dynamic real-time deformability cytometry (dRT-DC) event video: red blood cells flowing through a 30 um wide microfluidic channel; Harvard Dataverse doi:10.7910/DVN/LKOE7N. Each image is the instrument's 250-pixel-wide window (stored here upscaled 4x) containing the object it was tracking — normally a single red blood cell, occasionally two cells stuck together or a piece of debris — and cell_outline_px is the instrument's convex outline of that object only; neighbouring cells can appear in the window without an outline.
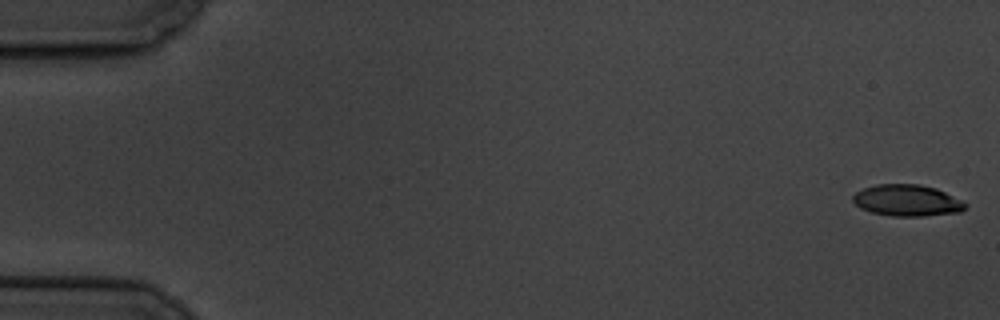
{"species": "common noctule bat (a hibernating species)", "species_latin": "Nyctalus noctula", "temperature_condition": "cold", "stored_images_in_passage": 7, "camera_frame_rate_fps": 3000, "um_per_image_px": 0.085, "animal": {"sex": "male", "body_mass_g": 19.5, "forearm_length_mm": 54.6}, "frame": {"image": 1, "passage_image": 1, "time_ms": 0.0, "image_size_px": [1000, 320], "cell_outline_px": [[968, 204], [960, 212], [924, 216], [892, 216], [872, 212], [860, 208], [852, 200], [852, 196], [856, 192], [864, 188], [876, 184], [920, 184], [936, 188]], "centroid_in_image_um": [77.08, 17.03], "position_along_channel_um": 7.9, "area_um2": 20.52}}
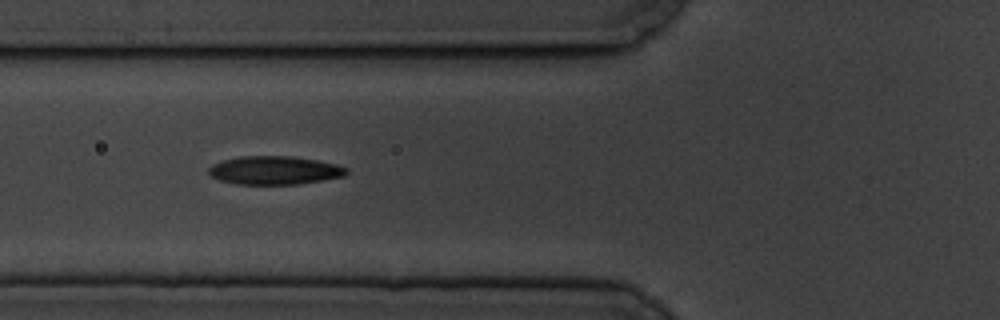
{"frame": {"image": 2, "passage_image": 6, "time_ms": 7.0, "image_size_px": [1000, 320], "cell_outline_px": [[348, 172], [344, 176], [296, 184], [236, 184], [220, 180], [212, 176], [208, 172], [208, 168], [212, 164], [224, 160], [240, 156], [292, 156], [316, 160], [336, 164], [348, 168]], "centroid_in_image_um": [23.32, 14.47], "position_along_channel_um": 102.5, "area_um2": 22.66}}
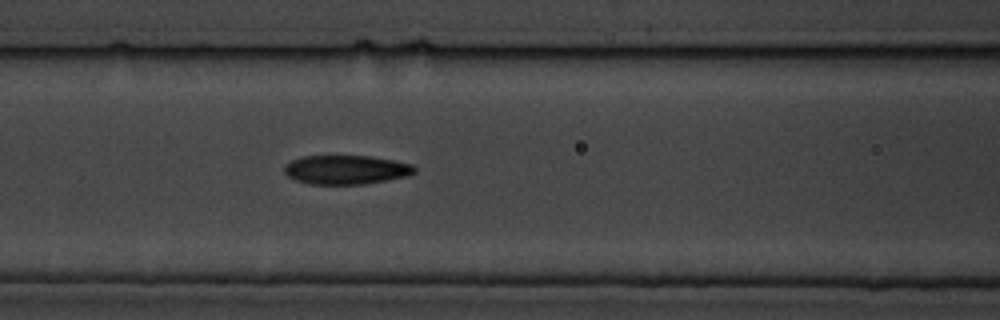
{"frame": {"image": 3, "passage_image": 7, "time_ms": 8.0, "image_size_px": [1000, 320], "cell_outline_px": [[416, 172], [408, 176], [364, 184], [308, 184], [296, 180], [288, 176], [284, 172], [284, 164], [292, 160], [304, 156], [368, 156], [392, 160], [412, 164], [416, 168]], "centroid_in_image_um": [29.41, 14.43], "position_along_channel_um": 137.2, "area_um2": 22.02}}